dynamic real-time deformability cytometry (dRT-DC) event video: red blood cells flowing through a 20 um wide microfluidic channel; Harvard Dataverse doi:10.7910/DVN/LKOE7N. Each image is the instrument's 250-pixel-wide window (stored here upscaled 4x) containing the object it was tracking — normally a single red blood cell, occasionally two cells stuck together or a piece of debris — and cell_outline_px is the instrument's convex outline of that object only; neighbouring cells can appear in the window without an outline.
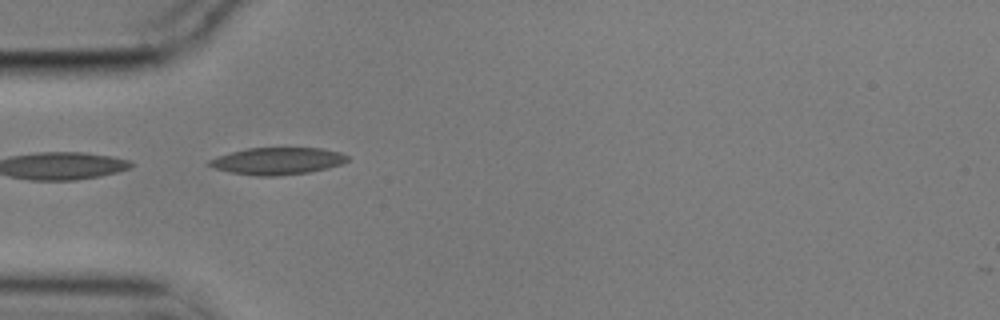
{"species": "common noctule bat (a hibernating species)", "species_latin": "Nyctalus noctula", "temperature_condition": "cold", "stored_images_in_passage": 12, "camera_frame_rate_fps": 3000, "um_per_image_px": 0.085, "animal": {"sex": "male", "body_mass_g": 17.9}, "frame": {"image": 1, "passage_image": 1, "time_ms": 0.0, "image_size_px": [1000, 320], "cell_outline_px": [[348, 160], [340, 164], [328, 168], [308, 172], [276, 176], [256, 176], [232, 172], [216, 168], [208, 164], [208, 160], [216, 156], [248, 148], [320, 148], [340, 152], [348, 156]], "centroid_in_image_um": [23.59, 13.68], "position_along_channel_um": 61.4, "area_um2": 21.56}}